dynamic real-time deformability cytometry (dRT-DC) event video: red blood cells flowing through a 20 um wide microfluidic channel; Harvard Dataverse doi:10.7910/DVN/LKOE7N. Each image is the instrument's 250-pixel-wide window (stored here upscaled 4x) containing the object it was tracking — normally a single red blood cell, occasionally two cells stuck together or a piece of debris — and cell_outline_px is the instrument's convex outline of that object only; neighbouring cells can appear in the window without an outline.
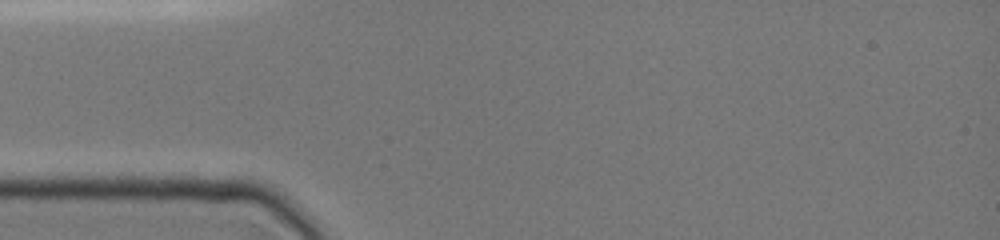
{"species": "common noctule bat (a hibernating species)", "species_latin": "Nyctalus noctula", "temperature_condition": "cold", "stored_images_in_passage": 2, "camera_frame_rate_fps": 3000, "um_per_image_px": 0.085, "animal": {"sex": "female", "body_mass_g": 19.0, "forearm_length_mm": 51.5}, "frame": {"image": 1, "passage_image": 1, "time_ms": 0.0, "image_size_px": [1000, 240], "cell_outline_px": [[256, 144], [248, 148], [216, 152], [120, 148], [112, 144], [112, 140], [124, 136], [152, 136], [232, 140]], "centroid_in_image_um": [15.23, 12.23], "position_along_channel_um": 69.8, "area_um2": 11.73}}